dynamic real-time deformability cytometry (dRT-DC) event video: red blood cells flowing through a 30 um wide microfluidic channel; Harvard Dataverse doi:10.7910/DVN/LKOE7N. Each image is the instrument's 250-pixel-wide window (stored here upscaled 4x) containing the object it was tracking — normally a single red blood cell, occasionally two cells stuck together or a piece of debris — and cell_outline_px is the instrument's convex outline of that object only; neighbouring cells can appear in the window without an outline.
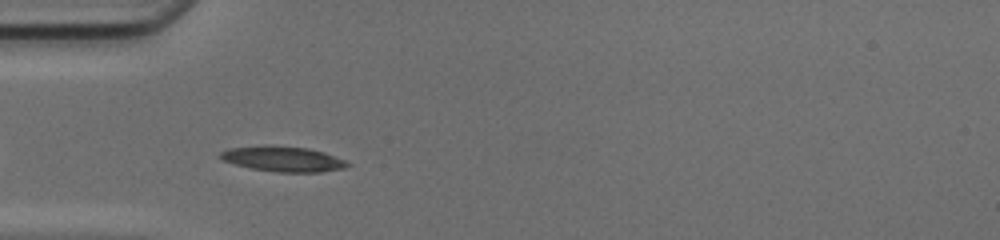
{"species": "common noctule bat (a hibernating species)", "species_latin": "Nyctalus noctula", "temperature_condition": "cold", "stored_images_in_passage": 35, "camera_frame_rate_fps": 3000, "um_per_image_px": 0.085, "animal": {"sex": "female", "body_mass_g": 17.0, "forearm_length_mm": 48.0}, "frame": {"image": 1, "passage_image": 4, "time_ms": 1.0, "image_size_px": [1000, 240], "cell_outline_px": [[352, 164], [344, 168], [320, 172], [276, 172], [252, 168], [236, 164], [224, 160], [220, 156], [220, 152], [228, 148], [264, 144], [268, 144], [308, 148], [324, 152], [344, 160]], "centroid_in_image_um": [24.06, 13.49], "position_along_channel_um": 60.9, "area_um2": 18.79}}
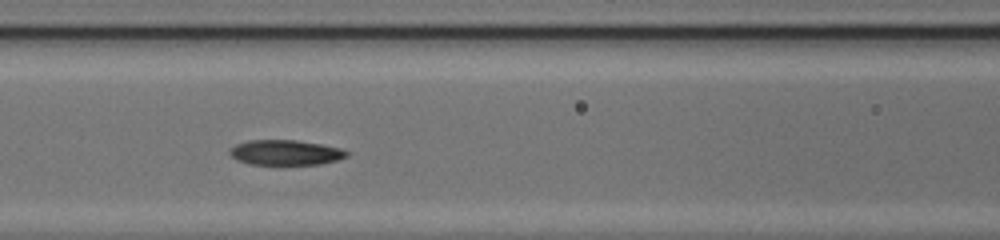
{"frame": {"image": 2, "passage_image": 10, "time_ms": 3.0, "image_size_px": [1000, 240], "cell_outline_px": [[348, 156], [336, 160], [320, 164], [248, 164], [236, 160], [228, 152], [236, 144], [248, 140], [296, 140], [320, 144], [340, 148], [348, 152]], "centroid_in_image_um": [24.24, 12.96], "position_along_channel_um": 142.4, "area_um2": 16.99}}
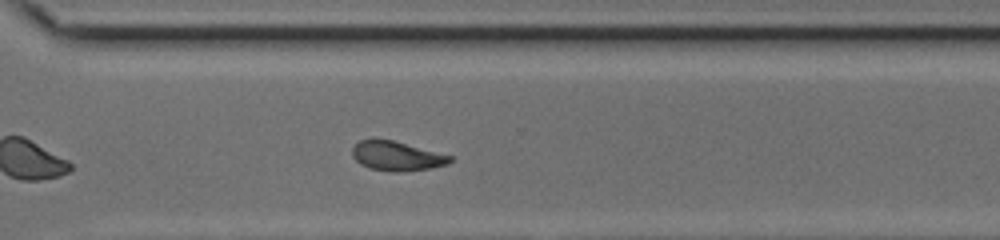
{"frame": {"image": 3, "passage_image": 24, "time_ms": 7.667, "image_size_px": [1000, 240], "cell_outline_px": [[452, 160], [448, 164], [432, 168], [404, 172], [392, 172], [368, 168], [360, 164], [352, 156], [352, 148], [360, 140], [372, 136], [392, 140], [452, 156]], "centroid_in_image_um": [33.67, 13.25], "position_along_channel_um": 336.9, "area_um2": 17.11}, "authors_computed_cell_mechanics": {"area_um2": 17.5712, "velocity_mm_per_s": 4.1775, "shape_relaxation_time_tau1_ms": 9.0152, "shape_relaxation_time_tau2_ms": 6.3898, "deformation_change_tau1": 0.2323, "deformation_change_tau2": 0.1418}}